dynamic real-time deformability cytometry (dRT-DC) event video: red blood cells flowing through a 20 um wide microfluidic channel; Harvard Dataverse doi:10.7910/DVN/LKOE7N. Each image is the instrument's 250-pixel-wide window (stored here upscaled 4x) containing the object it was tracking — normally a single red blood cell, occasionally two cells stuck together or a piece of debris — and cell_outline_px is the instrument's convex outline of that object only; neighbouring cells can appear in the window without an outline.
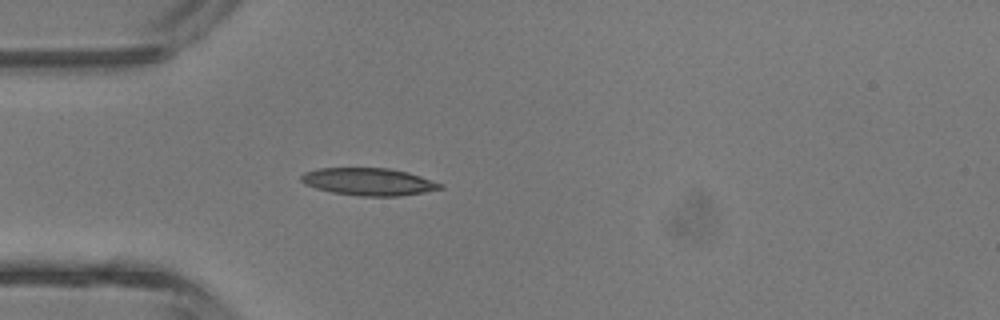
{"species": "common noctule bat (a hibernating species)", "species_latin": "Nyctalus noctula", "temperature_condition": "room temperature", "stored_images_in_passage": 2, "camera_frame_rate_fps": 3000, "um_per_image_px": 0.085, "animal": {"sex": "male", "body_mass_g": 13.3}, "frame": {"image": 1, "passage_image": 2, "time_ms": 1.333, "image_size_px": [1000, 320], "cell_outline_px": [[444, 188], [424, 192], [400, 196], [360, 196], [332, 192], [316, 188], [304, 184], [300, 180], [300, 176], [304, 172], [320, 168], [388, 168], [408, 172], [444, 184]], "centroid_in_image_um": [31.34, 15.44], "position_along_channel_um": 53.7, "area_um2": 22.25}}